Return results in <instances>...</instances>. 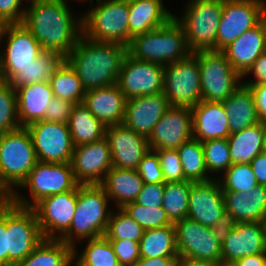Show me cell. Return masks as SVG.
<instances>
[{"label":"cell","mask_w":266,"mask_h":266,"mask_svg":"<svg viewBox=\"0 0 266 266\" xmlns=\"http://www.w3.org/2000/svg\"><path fill=\"white\" fill-rule=\"evenodd\" d=\"M22 24L35 36L44 51L65 57L83 34L82 14L69 4L54 0H29Z\"/></svg>","instance_id":"obj_1"},{"label":"cell","mask_w":266,"mask_h":266,"mask_svg":"<svg viewBox=\"0 0 266 266\" xmlns=\"http://www.w3.org/2000/svg\"><path fill=\"white\" fill-rule=\"evenodd\" d=\"M127 47L114 42H96L83 34L65 61L77 73L85 91L117 83Z\"/></svg>","instance_id":"obj_2"},{"label":"cell","mask_w":266,"mask_h":266,"mask_svg":"<svg viewBox=\"0 0 266 266\" xmlns=\"http://www.w3.org/2000/svg\"><path fill=\"white\" fill-rule=\"evenodd\" d=\"M110 202L101 185L77 184V203L71 226L59 240L74 248L77 242L104 236L113 211V207L109 209Z\"/></svg>","instance_id":"obj_3"},{"label":"cell","mask_w":266,"mask_h":266,"mask_svg":"<svg viewBox=\"0 0 266 266\" xmlns=\"http://www.w3.org/2000/svg\"><path fill=\"white\" fill-rule=\"evenodd\" d=\"M127 53L135 59L164 67L186 58L191 51L182 25L173 16L165 25L133 36Z\"/></svg>","instance_id":"obj_4"},{"label":"cell","mask_w":266,"mask_h":266,"mask_svg":"<svg viewBox=\"0 0 266 266\" xmlns=\"http://www.w3.org/2000/svg\"><path fill=\"white\" fill-rule=\"evenodd\" d=\"M38 162L26 127L0 134V191L9 198Z\"/></svg>","instance_id":"obj_5"},{"label":"cell","mask_w":266,"mask_h":266,"mask_svg":"<svg viewBox=\"0 0 266 266\" xmlns=\"http://www.w3.org/2000/svg\"><path fill=\"white\" fill-rule=\"evenodd\" d=\"M95 3L90 2L91 7L82 13L83 35L96 42H114L127 47L128 0H96Z\"/></svg>","instance_id":"obj_6"},{"label":"cell","mask_w":266,"mask_h":266,"mask_svg":"<svg viewBox=\"0 0 266 266\" xmlns=\"http://www.w3.org/2000/svg\"><path fill=\"white\" fill-rule=\"evenodd\" d=\"M182 15L174 18L182 25L191 53L216 51V37L223 0H188Z\"/></svg>","instance_id":"obj_7"},{"label":"cell","mask_w":266,"mask_h":266,"mask_svg":"<svg viewBox=\"0 0 266 266\" xmlns=\"http://www.w3.org/2000/svg\"><path fill=\"white\" fill-rule=\"evenodd\" d=\"M75 181L71 163L37 162L27 179L18 189L28 190V196H23L16 190L9 198L17 205L33 208L42 199L54 194L71 191Z\"/></svg>","instance_id":"obj_8"},{"label":"cell","mask_w":266,"mask_h":266,"mask_svg":"<svg viewBox=\"0 0 266 266\" xmlns=\"http://www.w3.org/2000/svg\"><path fill=\"white\" fill-rule=\"evenodd\" d=\"M7 266H17L45 239L33 208L6 198Z\"/></svg>","instance_id":"obj_9"},{"label":"cell","mask_w":266,"mask_h":266,"mask_svg":"<svg viewBox=\"0 0 266 266\" xmlns=\"http://www.w3.org/2000/svg\"><path fill=\"white\" fill-rule=\"evenodd\" d=\"M0 48V79L8 82L44 52L35 36L22 23L4 24Z\"/></svg>","instance_id":"obj_10"},{"label":"cell","mask_w":266,"mask_h":266,"mask_svg":"<svg viewBox=\"0 0 266 266\" xmlns=\"http://www.w3.org/2000/svg\"><path fill=\"white\" fill-rule=\"evenodd\" d=\"M163 94L170 106L193 108L201 100L198 52L164 66Z\"/></svg>","instance_id":"obj_11"},{"label":"cell","mask_w":266,"mask_h":266,"mask_svg":"<svg viewBox=\"0 0 266 266\" xmlns=\"http://www.w3.org/2000/svg\"><path fill=\"white\" fill-rule=\"evenodd\" d=\"M202 100L225 101L241 84L242 76L222 51H198Z\"/></svg>","instance_id":"obj_12"},{"label":"cell","mask_w":266,"mask_h":266,"mask_svg":"<svg viewBox=\"0 0 266 266\" xmlns=\"http://www.w3.org/2000/svg\"><path fill=\"white\" fill-rule=\"evenodd\" d=\"M173 226L179 257L215 265L222 264V245L215 237L212 228L189 218H184Z\"/></svg>","instance_id":"obj_13"},{"label":"cell","mask_w":266,"mask_h":266,"mask_svg":"<svg viewBox=\"0 0 266 266\" xmlns=\"http://www.w3.org/2000/svg\"><path fill=\"white\" fill-rule=\"evenodd\" d=\"M265 17V0H223V10L216 37V51H222Z\"/></svg>","instance_id":"obj_14"},{"label":"cell","mask_w":266,"mask_h":266,"mask_svg":"<svg viewBox=\"0 0 266 266\" xmlns=\"http://www.w3.org/2000/svg\"><path fill=\"white\" fill-rule=\"evenodd\" d=\"M39 162L71 163L74 144L68 124L37 121L26 127Z\"/></svg>","instance_id":"obj_15"},{"label":"cell","mask_w":266,"mask_h":266,"mask_svg":"<svg viewBox=\"0 0 266 266\" xmlns=\"http://www.w3.org/2000/svg\"><path fill=\"white\" fill-rule=\"evenodd\" d=\"M162 65L133 58L128 53L123 58L117 85L126 99L163 92Z\"/></svg>","instance_id":"obj_16"},{"label":"cell","mask_w":266,"mask_h":266,"mask_svg":"<svg viewBox=\"0 0 266 266\" xmlns=\"http://www.w3.org/2000/svg\"><path fill=\"white\" fill-rule=\"evenodd\" d=\"M77 203V185L38 202L35 211L44 239L59 240L70 228Z\"/></svg>","instance_id":"obj_17"},{"label":"cell","mask_w":266,"mask_h":266,"mask_svg":"<svg viewBox=\"0 0 266 266\" xmlns=\"http://www.w3.org/2000/svg\"><path fill=\"white\" fill-rule=\"evenodd\" d=\"M71 165L78 185H101L113 167L107 139L75 146Z\"/></svg>","instance_id":"obj_18"},{"label":"cell","mask_w":266,"mask_h":266,"mask_svg":"<svg viewBox=\"0 0 266 266\" xmlns=\"http://www.w3.org/2000/svg\"><path fill=\"white\" fill-rule=\"evenodd\" d=\"M192 111L170 106L149 135L150 150L175 149L193 138Z\"/></svg>","instance_id":"obj_19"},{"label":"cell","mask_w":266,"mask_h":266,"mask_svg":"<svg viewBox=\"0 0 266 266\" xmlns=\"http://www.w3.org/2000/svg\"><path fill=\"white\" fill-rule=\"evenodd\" d=\"M105 138L109 143L113 167L137 170L150 150L148 139L123 123L107 126Z\"/></svg>","instance_id":"obj_20"},{"label":"cell","mask_w":266,"mask_h":266,"mask_svg":"<svg viewBox=\"0 0 266 266\" xmlns=\"http://www.w3.org/2000/svg\"><path fill=\"white\" fill-rule=\"evenodd\" d=\"M226 211L218 179L191 184L187 218L212 228Z\"/></svg>","instance_id":"obj_21"},{"label":"cell","mask_w":266,"mask_h":266,"mask_svg":"<svg viewBox=\"0 0 266 266\" xmlns=\"http://www.w3.org/2000/svg\"><path fill=\"white\" fill-rule=\"evenodd\" d=\"M266 254V235L261 222H239L222 243V265L245 256Z\"/></svg>","instance_id":"obj_22"},{"label":"cell","mask_w":266,"mask_h":266,"mask_svg":"<svg viewBox=\"0 0 266 266\" xmlns=\"http://www.w3.org/2000/svg\"><path fill=\"white\" fill-rule=\"evenodd\" d=\"M169 107L163 92L126 99L123 124L148 138Z\"/></svg>","instance_id":"obj_23"},{"label":"cell","mask_w":266,"mask_h":266,"mask_svg":"<svg viewBox=\"0 0 266 266\" xmlns=\"http://www.w3.org/2000/svg\"><path fill=\"white\" fill-rule=\"evenodd\" d=\"M265 51L266 17L222 50L227 60L241 76Z\"/></svg>","instance_id":"obj_24"},{"label":"cell","mask_w":266,"mask_h":266,"mask_svg":"<svg viewBox=\"0 0 266 266\" xmlns=\"http://www.w3.org/2000/svg\"><path fill=\"white\" fill-rule=\"evenodd\" d=\"M83 104L106 126L123 123L126 98L117 83L86 91Z\"/></svg>","instance_id":"obj_25"},{"label":"cell","mask_w":266,"mask_h":266,"mask_svg":"<svg viewBox=\"0 0 266 266\" xmlns=\"http://www.w3.org/2000/svg\"><path fill=\"white\" fill-rule=\"evenodd\" d=\"M193 138L203 142L228 138L230 135L228 115L222 102L201 100L191 108Z\"/></svg>","instance_id":"obj_26"},{"label":"cell","mask_w":266,"mask_h":266,"mask_svg":"<svg viewBox=\"0 0 266 266\" xmlns=\"http://www.w3.org/2000/svg\"><path fill=\"white\" fill-rule=\"evenodd\" d=\"M17 95V116L21 127L42 121L46 109L54 98L50 83H32L14 87Z\"/></svg>","instance_id":"obj_27"},{"label":"cell","mask_w":266,"mask_h":266,"mask_svg":"<svg viewBox=\"0 0 266 266\" xmlns=\"http://www.w3.org/2000/svg\"><path fill=\"white\" fill-rule=\"evenodd\" d=\"M128 45L135 35L165 25L174 14L164 6L163 0H128Z\"/></svg>","instance_id":"obj_28"},{"label":"cell","mask_w":266,"mask_h":266,"mask_svg":"<svg viewBox=\"0 0 266 266\" xmlns=\"http://www.w3.org/2000/svg\"><path fill=\"white\" fill-rule=\"evenodd\" d=\"M226 211L237 223L261 222L266 211V186L257 185L251 191H223Z\"/></svg>","instance_id":"obj_29"},{"label":"cell","mask_w":266,"mask_h":266,"mask_svg":"<svg viewBox=\"0 0 266 266\" xmlns=\"http://www.w3.org/2000/svg\"><path fill=\"white\" fill-rule=\"evenodd\" d=\"M144 182L137 170L112 167L101 184L115 210L134 202Z\"/></svg>","instance_id":"obj_30"},{"label":"cell","mask_w":266,"mask_h":266,"mask_svg":"<svg viewBox=\"0 0 266 266\" xmlns=\"http://www.w3.org/2000/svg\"><path fill=\"white\" fill-rule=\"evenodd\" d=\"M222 103L228 115L230 134L259 122L253 92L248 86L241 84Z\"/></svg>","instance_id":"obj_31"},{"label":"cell","mask_w":266,"mask_h":266,"mask_svg":"<svg viewBox=\"0 0 266 266\" xmlns=\"http://www.w3.org/2000/svg\"><path fill=\"white\" fill-rule=\"evenodd\" d=\"M232 164H249L266 151L265 130L262 122L247 127L228 136Z\"/></svg>","instance_id":"obj_32"},{"label":"cell","mask_w":266,"mask_h":266,"mask_svg":"<svg viewBox=\"0 0 266 266\" xmlns=\"http://www.w3.org/2000/svg\"><path fill=\"white\" fill-rule=\"evenodd\" d=\"M74 146L89 144L105 138L106 125L95 118L83 104H75L68 122Z\"/></svg>","instance_id":"obj_33"},{"label":"cell","mask_w":266,"mask_h":266,"mask_svg":"<svg viewBox=\"0 0 266 266\" xmlns=\"http://www.w3.org/2000/svg\"><path fill=\"white\" fill-rule=\"evenodd\" d=\"M65 62V56L53 51H44L33 64L23 69L11 81L13 87H23L32 83L48 82Z\"/></svg>","instance_id":"obj_34"},{"label":"cell","mask_w":266,"mask_h":266,"mask_svg":"<svg viewBox=\"0 0 266 266\" xmlns=\"http://www.w3.org/2000/svg\"><path fill=\"white\" fill-rule=\"evenodd\" d=\"M73 251L64 241L45 239L17 266H71Z\"/></svg>","instance_id":"obj_35"},{"label":"cell","mask_w":266,"mask_h":266,"mask_svg":"<svg viewBox=\"0 0 266 266\" xmlns=\"http://www.w3.org/2000/svg\"><path fill=\"white\" fill-rule=\"evenodd\" d=\"M139 247L141 258L179 257L174 226L145 230Z\"/></svg>","instance_id":"obj_36"},{"label":"cell","mask_w":266,"mask_h":266,"mask_svg":"<svg viewBox=\"0 0 266 266\" xmlns=\"http://www.w3.org/2000/svg\"><path fill=\"white\" fill-rule=\"evenodd\" d=\"M186 181L193 183L206 182L213 178L206 168L202 142L192 138L178 149Z\"/></svg>","instance_id":"obj_37"},{"label":"cell","mask_w":266,"mask_h":266,"mask_svg":"<svg viewBox=\"0 0 266 266\" xmlns=\"http://www.w3.org/2000/svg\"><path fill=\"white\" fill-rule=\"evenodd\" d=\"M84 242L86 244L82 252L76 246L74 247L71 264L120 266L113 247L105 236L84 240Z\"/></svg>","instance_id":"obj_38"},{"label":"cell","mask_w":266,"mask_h":266,"mask_svg":"<svg viewBox=\"0 0 266 266\" xmlns=\"http://www.w3.org/2000/svg\"><path fill=\"white\" fill-rule=\"evenodd\" d=\"M54 97L69 100L74 104L83 103L86 91L77 73L65 61L49 80Z\"/></svg>","instance_id":"obj_39"},{"label":"cell","mask_w":266,"mask_h":266,"mask_svg":"<svg viewBox=\"0 0 266 266\" xmlns=\"http://www.w3.org/2000/svg\"><path fill=\"white\" fill-rule=\"evenodd\" d=\"M192 183L190 181L164 183L162 207L172 224L187 218Z\"/></svg>","instance_id":"obj_40"},{"label":"cell","mask_w":266,"mask_h":266,"mask_svg":"<svg viewBox=\"0 0 266 266\" xmlns=\"http://www.w3.org/2000/svg\"><path fill=\"white\" fill-rule=\"evenodd\" d=\"M144 229L122 208L111 212L105 237L108 240H132L139 242L144 234Z\"/></svg>","instance_id":"obj_41"},{"label":"cell","mask_w":266,"mask_h":266,"mask_svg":"<svg viewBox=\"0 0 266 266\" xmlns=\"http://www.w3.org/2000/svg\"><path fill=\"white\" fill-rule=\"evenodd\" d=\"M222 191L247 192L258 185L251 164H232L218 176Z\"/></svg>","instance_id":"obj_42"},{"label":"cell","mask_w":266,"mask_h":266,"mask_svg":"<svg viewBox=\"0 0 266 266\" xmlns=\"http://www.w3.org/2000/svg\"><path fill=\"white\" fill-rule=\"evenodd\" d=\"M202 146L207 171L216 179L232 165L228 138L203 141Z\"/></svg>","instance_id":"obj_43"},{"label":"cell","mask_w":266,"mask_h":266,"mask_svg":"<svg viewBox=\"0 0 266 266\" xmlns=\"http://www.w3.org/2000/svg\"><path fill=\"white\" fill-rule=\"evenodd\" d=\"M16 90L10 82L0 79V134L19 129Z\"/></svg>","instance_id":"obj_44"},{"label":"cell","mask_w":266,"mask_h":266,"mask_svg":"<svg viewBox=\"0 0 266 266\" xmlns=\"http://www.w3.org/2000/svg\"><path fill=\"white\" fill-rule=\"evenodd\" d=\"M122 209L144 230H150L164 226H173L163 207H144L135 202H131L122 207Z\"/></svg>","instance_id":"obj_45"},{"label":"cell","mask_w":266,"mask_h":266,"mask_svg":"<svg viewBox=\"0 0 266 266\" xmlns=\"http://www.w3.org/2000/svg\"><path fill=\"white\" fill-rule=\"evenodd\" d=\"M154 151L158 154L165 182L186 181L181 160L177 150L162 149Z\"/></svg>","instance_id":"obj_46"},{"label":"cell","mask_w":266,"mask_h":266,"mask_svg":"<svg viewBox=\"0 0 266 266\" xmlns=\"http://www.w3.org/2000/svg\"><path fill=\"white\" fill-rule=\"evenodd\" d=\"M137 172L144 183H165L158 154L149 150L138 165Z\"/></svg>","instance_id":"obj_47"},{"label":"cell","mask_w":266,"mask_h":266,"mask_svg":"<svg viewBox=\"0 0 266 266\" xmlns=\"http://www.w3.org/2000/svg\"><path fill=\"white\" fill-rule=\"evenodd\" d=\"M120 266H134L141 258L139 242L132 240H109Z\"/></svg>","instance_id":"obj_48"},{"label":"cell","mask_w":266,"mask_h":266,"mask_svg":"<svg viewBox=\"0 0 266 266\" xmlns=\"http://www.w3.org/2000/svg\"><path fill=\"white\" fill-rule=\"evenodd\" d=\"M29 0H0V21L3 24L22 23Z\"/></svg>","instance_id":"obj_49"},{"label":"cell","mask_w":266,"mask_h":266,"mask_svg":"<svg viewBox=\"0 0 266 266\" xmlns=\"http://www.w3.org/2000/svg\"><path fill=\"white\" fill-rule=\"evenodd\" d=\"M74 105L69 100L54 97L49 103L42 121L68 124Z\"/></svg>","instance_id":"obj_50"},{"label":"cell","mask_w":266,"mask_h":266,"mask_svg":"<svg viewBox=\"0 0 266 266\" xmlns=\"http://www.w3.org/2000/svg\"><path fill=\"white\" fill-rule=\"evenodd\" d=\"M164 195V183H144L135 203L144 207H162Z\"/></svg>","instance_id":"obj_51"},{"label":"cell","mask_w":266,"mask_h":266,"mask_svg":"<svg viewBox=\"0 0 266 266\" xmlns=\"http://www.w3.org/2000/svg\"><path fill=\"white\" fill-rule=\"evenodd\" d=\"M248 75H250V77L252 75L253 80H243V78L246 79V76L249 77ZM242 80V84L248 87L253 84H266V51L255 60L247 72L242 76Z\"/></svg>","instance_id":"obj_52"},{"label":"cell","mask_w":266,"mask_h":266,"mask_svg":"<svg viewBox=\"0 0 266 266\" xmlns=\"http://www.w3.org/2000/svg\"><path fill=\"white\" fill-rule=\"evenodd\" d=\"M236 224L237 222L234 219V216L230 212L225 211L217 224L212 227V231L221 245L228 236L229 232L235 228Z\"/></svg>","instance_id":"obj_53"},{"label":"cell","mask_w":266,"mask_h":266,"mask_svg":"<svg viewBox=\"0 0 266 266\" xmlns=\"http://www.w3.org/2000/svg\"><path fill=\"white\" fill-rule=\"evenodd\" d=\"M249 88L253 92L259 122H266V84H253Z\"/></svg>","instance_id":"obj_54"},{"label":"cell","mask_w":266,"mask_h":266,"mask_svg":"<svg viewBox=\"0 0 266 266\" xmlns=\"http://www.w3.org/2000/svg\"><path fill=\"white\" fill-rule=\"evenodd\" d=\"M0 266H7L6 199L0 204Z\"/></svg>","instance_id":"obj_55"},{"label":"cell","mask_w":266,"mask_h":266,"mask_svg":"<svg viewBox=\"0 0 266 266\" xmlns=\"http://www.w3.org/2000/svg\"><path fill=\"white\" fill-rule=\"evenodd\" d=\"M250 164L258 184L266 186V151L257 154Z\"/></svg>","instance_id":"obj_56"},{"label":"cell","mask_w":266,"mask_h":266,"mask_svg":"<svg viewBox=\"0 0 266 266\" xmlns=\"http://www.w3.org/2000/svg\"><path fill=\"white\" fill-rule=\"evenodd\" d=\"M179 257L140 258L134 266H176Z\"/></svg>","instance_id":"obj_57"},{"label":"cell","mask_w":266,"mask_h":266,"mask_svg":"<svg viewBox=\"0 0 266 266\" xmlns=\"http://www.w3.org/2000/svg\"><path fill=\"white\" fill-rule=\"evenodd\" d=\"M266 254H255L245 256L242 259L237 260L231 266H265Z\"/></svg>","instance_id":"obj_58"},{"label":"cell","mask_w":266,"mask_h":266,"mask_svg":"<svg viewBox=\"0 0 266 266\" xmlns=\"http://www.w3.org/2000/svg\"><path fill=\"white\" fill-rule=\"evenodd\" d=\"M176 266H217L210 262L194 261L179 257Z\"/></svg>","instance_id":"obj_59"},{"label":"cell","mask_w":266,"mask_h":266,"mask_svg":"<svg viewBox=\"0 0 266 266\" xmlns=\"http://www.w3.org/2000/svg\"><path fill=\"white\" fill-rule=\"evenodd\" d=\"M261 223H262V227H263V230H264V232H265V235H266V211H265L264 214H263V217H262Z\"/></svg>","instance_id":"obj_60"},{"label":"cell","mask_w":266,"mask_h":266,"mask_svg":"<svg viewBox=\"0 0 266 266\" xmlns=\"http://www.w3.org/2000/svg\"><path fill=\"white\" fill-rule=\"evenodd\" d=\"M7 197L0 191V204L6 199Z\"/></svg>","instance_id":"obj_61"},{"label":"cell","mask_w":266,"mask_h":266,"mask_svg":"<svg viewBox=\"0 0 266 266\" xmlns=\"http://www.w3.org/2000/svg\"><path fill=\"white\" fill-rule=\"evenodd\" d=\"M71 266H94L91 264H71Z\"/></svg>","instance_id":"obj_62"},{"label":"cell","mask_w":266,"mask_h":266,"mask_svg":"<svg viewBox=\"0 0 266 266\" xmlns=\"http://www.w3.org/2000/svg\"><path fill=\"white\" fill-rule=\"evenodd\" d=\"M54 1H59V2H62V3H66V4L69 3L68 0H54ZM75 1H76V0H75ZM77 1H79V0H77Z\"/></svg>","instance_id":"obj_63"},{"label":"cell","mask_w":266,"mask_h":266,"mask_svg":"<svg viewBox=\"0 0 266 266\" xmlns=\"http://www.w3.org/2000/svg\"><path fill=\"white\" fill-rule=\"evenodd\" d=\"M3 26H4V24L0 21V37H1V32H2Z\"/></svg>","instance_id":"obj_64"},{"label":"cell","mask_w":266,"mask_h":266,"mask_svg":"<svg viewBox=\"0 0 266 266\" xmlns=\"http://www.w3.org/2000/svg\"><path fill=\"white\" fill-rule=\"evenodd\" d=\"M263 126H264V130H265V138H266V122L265 123H262Z\"/></svg>","instance_id":"obj_65"},{"label":"cell","mask_w":266,"mask_h":266,"mask_svg":"<svg viewBox=\"0 0 266 266\" xmlns=\"http://www.w3.org/2000/svg\"><path fill=\"white\" fill-rule=\"evenodd\" d=\"M88 1L92 2L93 0H79V2H88Z\"/></svg>","instance_id":"obj_66"}]
</instances>
